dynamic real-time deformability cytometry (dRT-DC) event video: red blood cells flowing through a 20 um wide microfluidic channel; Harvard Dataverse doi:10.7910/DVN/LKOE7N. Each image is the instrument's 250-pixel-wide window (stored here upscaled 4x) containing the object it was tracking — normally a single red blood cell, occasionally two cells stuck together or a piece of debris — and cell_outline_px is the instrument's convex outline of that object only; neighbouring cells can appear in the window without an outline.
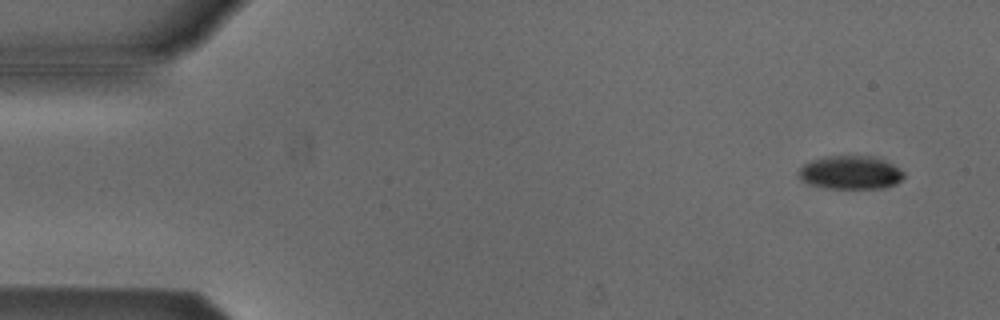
{"species": "Egyptian fruit bat (a non-hibernating species)", "species_latin": "Rousettus aegyptiacus", "temperature_condition": "cold", "stored_images_in_passage": 52, "camera_frame_rate_fps": 3000, "um_per_image_px": 0.085, "animal": {"sex": "male"}, "frame": {"image": 1, "passage_image": 2, "time_ms": 0.333, "image_size_px": [1000, 320], "cell_outline_px": [[904, 176], [896, 184], [884, 188], [824, 188], [800, 180], [796, 172], [804, 164], [812, 160], [824, 156], [876, 156], [900, 168], [904, 172]], "centroid_in_image_um": [72.28, 14.66], "position_along_channel_um": 12.7, "area_um2": 20.63}}
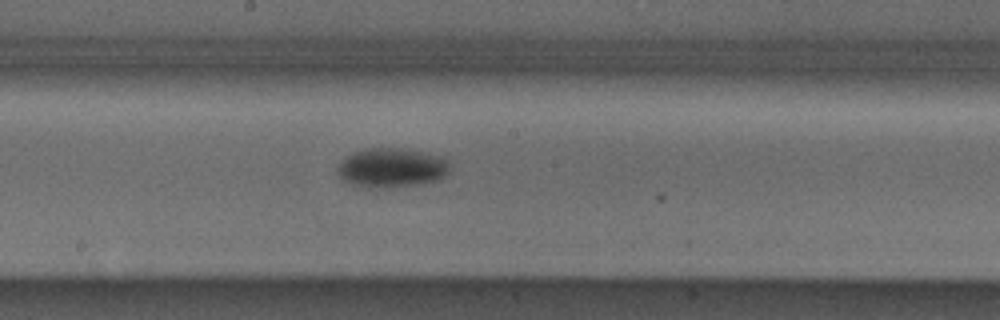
{"frame": {"image": 2, "passage_image": 27, "time_ms": 8.667, "image_size_px": [1000, 320], "cell_outline_px": [[448, 172], [440, 180], [420, 184], [388, 188], [368, 188], [352, 184], [344, 180], [336, 172], [336, 168], [352, 152], [368, 148], [400, 148], [448, 156]], "centroid_in_image_um": [33.33, 14.26], "position_along_channel_um": 214.9, "area_um2": 26.07}}
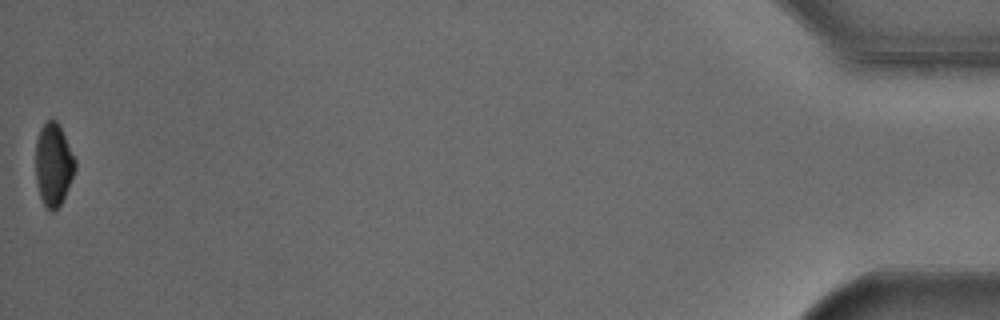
{"frame": {"image": 3, "passage_image": 52, "time_ms": 17.0, "image_size_px": [1000, 320], "cell_outline_px": [[76, 168], [64, 196], [56, 212], [52, 212], [44, 204], [40, 196], [36, 180], [36, 140], [40, 128], [52, 116], [60, 124], [76, 160]], "centroid_in_image_um": [4.55, 13.94], "position_along_channel_um": 430.7, "area_um2": 19.13}, "authors_computed_cell_mechanics": {"area_um2": 22.9466, "velocity_mm_per_s": 3.8297, "shape_relaxation_time_tau1_ms": 4.2212, "shape_relaxation_time_tau2_ms": null, "deformation_change_tau1": 0.1161, "deformation_change_tau2": null}}